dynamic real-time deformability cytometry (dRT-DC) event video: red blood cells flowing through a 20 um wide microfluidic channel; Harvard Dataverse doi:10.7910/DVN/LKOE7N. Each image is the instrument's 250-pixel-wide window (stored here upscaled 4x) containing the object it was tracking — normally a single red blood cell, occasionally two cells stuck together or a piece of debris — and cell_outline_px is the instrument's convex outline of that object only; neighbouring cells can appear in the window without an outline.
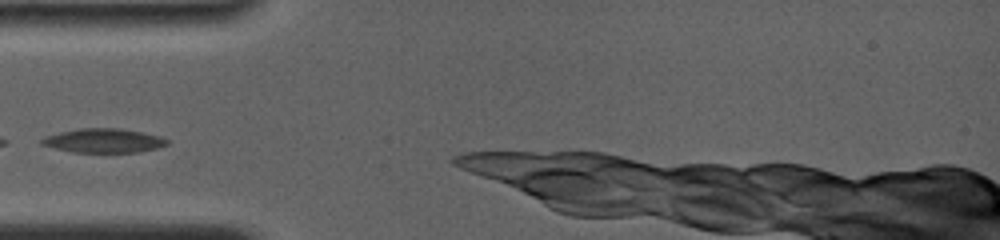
{"species": "common noctule bat (a hibernating species)", "species_latin": "Nyctalus noctula", "temperature_condition": "room temperature", "stored_images_in_passage": 3, "camera_frame_rate_fps": 4000, "um_per_image_px": 0.085, "animal": {"sex": "female", "body_mass_g": 19.0, "forearm_length_mm": 56.7}, "frame": {"image": 1, "passage_image": 2, "time_ms": 0.5, "image_size_px": [1000, 240], "cell_outline_px": [[168, 144], [156, 148], [140, 152], [72, 152], [40, 144], [40, 140], [44, 136], [60, 132], [80, 128], [116, 128], [140, 132], [160, 136], [168, 140]], "centroid_in_image_um": [8.78, 11.95], "position_along_channel_um": 76.2, "area_um2": 17.46}}